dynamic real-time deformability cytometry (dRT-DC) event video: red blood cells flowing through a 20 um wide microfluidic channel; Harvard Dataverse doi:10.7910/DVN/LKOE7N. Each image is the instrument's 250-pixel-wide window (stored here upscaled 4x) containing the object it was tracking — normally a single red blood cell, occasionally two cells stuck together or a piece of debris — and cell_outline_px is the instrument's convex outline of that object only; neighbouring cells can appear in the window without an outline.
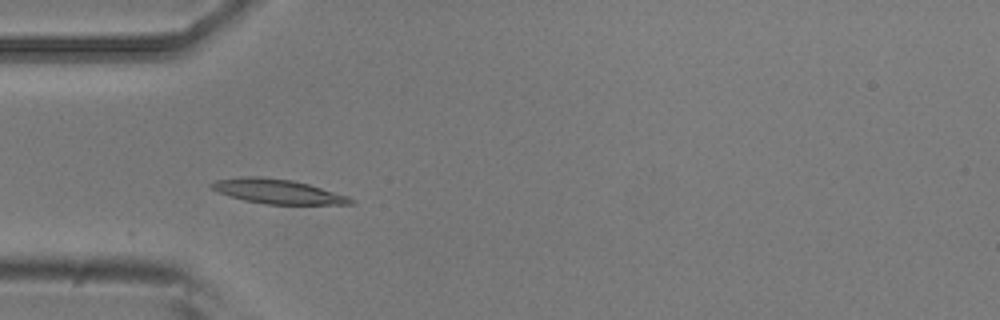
{"species": "common noctule bat (a hibernating species)", "species_latin": "Nyctalus noctula", "temperature_condition": "room temperature", "stored_images_in_passage": 4, "camera_frame_rate_fps": 3000, "um_per_image_px": 0.085, "animal": {"sex": "male", "body_mass_g": 20.5, "forearm_length_mm": 52.5}, "frame": {"image": 1, "passage_image": 4, "time_ms": 1.0, "image_size_px": [1000, 320], "cell_outline_px": [[356, 204], [264, 204], [244, 200], [228, 196], [212, 188], [208, 184], [216, 180], [244, 176], [260, 176], [292, 180], [308, 184], [348, 196], [356, 200]], "centroid_in_image_um": [23.6, 16.27], "position_along_channel_um": 61.4, "area_um2": 19.83}}